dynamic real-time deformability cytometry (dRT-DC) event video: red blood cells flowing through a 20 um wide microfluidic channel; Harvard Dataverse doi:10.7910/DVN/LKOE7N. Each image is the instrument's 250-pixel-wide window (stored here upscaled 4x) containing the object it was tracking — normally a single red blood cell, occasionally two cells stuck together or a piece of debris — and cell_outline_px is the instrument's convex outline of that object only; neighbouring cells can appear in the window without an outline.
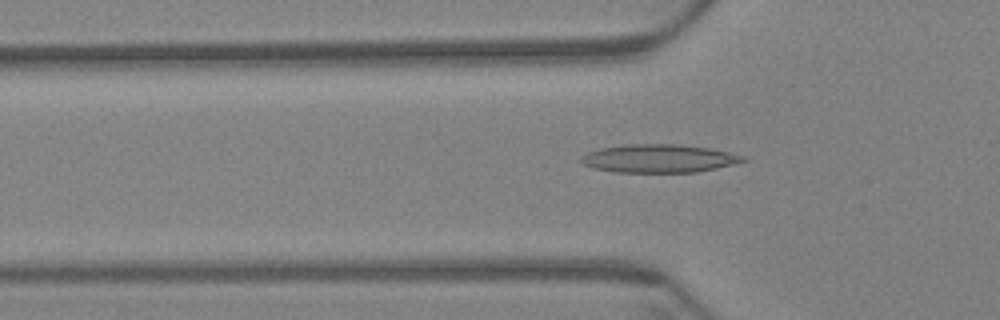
{"species": "Egyptian fruit bat (a non-hibernating species)", "species_latin": "Rousettus aegyptiacus", "temperature_condition": "warm", "stored_images_in_passage": 60, "camera_frame_rate_fps": 3000, "um_per_image_px": 0.085, "animal": {"sex": "female"}, "frame": {"image": 1, "passage_image": 20, "time_ms": 6.333, "image_size_px": [1000, 320], "cell_outline_px": [[748, 160], [736, 164], [696, 172], [616, 172], [592, 168], [580, 164], [580, 156], [588, 152], [600, 148], [624, 144], [680, 144], [708, 148], [748, 156]], "centroid_in_image_um": [56.0, 13.47], "position_along_channel_um": 69.8, "area_um2": 26.93}}
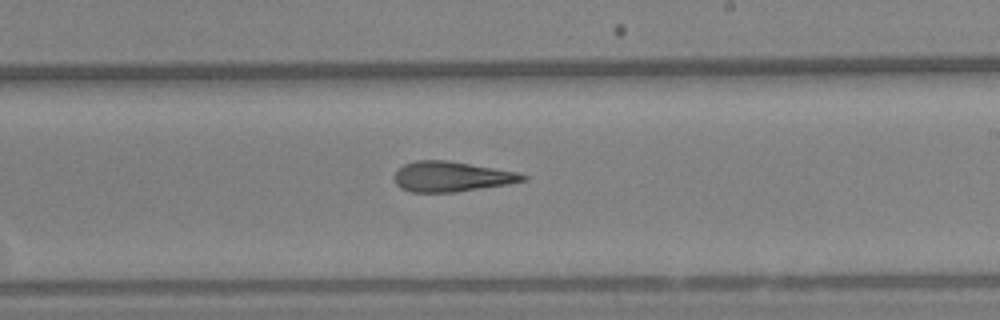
{"frame": {"image": 2, "passage_image": 36, "time_ms": 11.667, "image_size_px": [1000, 320], "cell_outline_px": [[528, 180], [508, 184], [456, 192], [412, 192], [400, 188], [396, 184], [396, 172], [404, 164], [416, 160], [448, 160], [516, 172], [528, 176]], "centroid_in_image_um": [38.39, 15.01], "position_along_channel_um": 250.6, "area_um2": 22.43}}
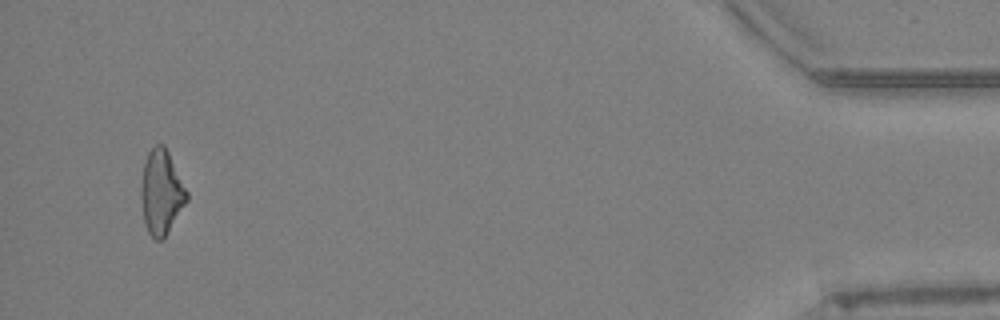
{"frame": {"image": 3, "passage_image": 58, "time_ms": 19.0, "image_size_px": [1000, 320], "cell_outline_px": [[188, 200], [164, 236], [160, 240], [156, 240], [148, 232], [144, 224], [140, 196], [140, 188], [144, 160], [148, 152], [156, 144], [164, 144], [188, 192]], "centroid_in_image_um": [13.68, 16.32], "position_along_channel_um": 421.5, "area_um2": 22.37}, "authors_computed_cell_mechanics": {"area_um2": 23.3801, "velocity_mm_per_s": 3.4004, "shape_relaxation_time_tau1_ms": null, "shape_relaxation_time_tau2_ms": 5.1563, "deformation_change_tau1": null, "deformation_change_tau2": 0.1865}}